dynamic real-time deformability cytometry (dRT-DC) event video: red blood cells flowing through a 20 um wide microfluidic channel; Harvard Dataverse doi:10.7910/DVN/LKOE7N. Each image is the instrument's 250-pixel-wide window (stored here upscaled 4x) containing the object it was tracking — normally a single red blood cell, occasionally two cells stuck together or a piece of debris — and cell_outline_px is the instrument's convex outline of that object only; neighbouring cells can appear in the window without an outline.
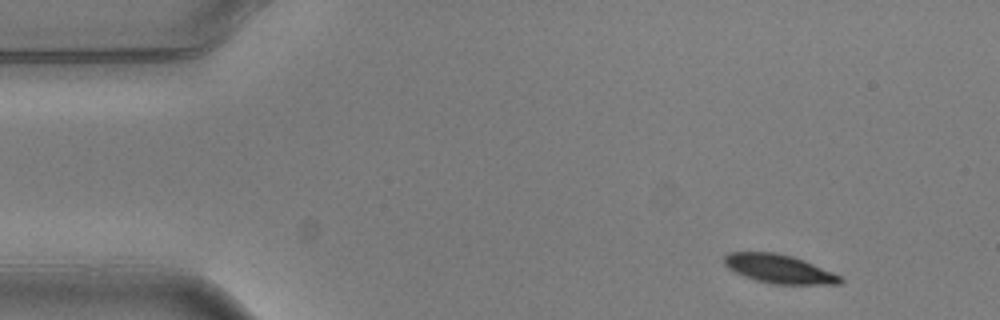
{"species": "common noctule bat (a hibernating species)", "species_latin": "Nyctalus noctula", "temperature_condition": "warm", "stored_images_in_passage": 4, "segment_of_instrument_passage": [2, 2], "camera_frame_rate_fps": 3000, "um_per_image_px": 0.085, "animal": {"sex": "male", "body_mass_g": 20.5, "forearm_length_mm": 52.5}, "frame": {"image": 1, "passage_image": 4, "time_ms": 1.0, "image_size_px": [1000, 320], "cell_outline_px": [[844, 280], [840, 284], [772, 284], [756, 280], [744, 276], [728, 268], [724, 264], [724, 256], [728, 252], [776, 252], [792, 256], [804, 260], [832, 272], [840, 276]], "centroid_in_image_um": [66.21, 22.85], "position_along_channel_um": 18.8, "area_um2": 19.36}}